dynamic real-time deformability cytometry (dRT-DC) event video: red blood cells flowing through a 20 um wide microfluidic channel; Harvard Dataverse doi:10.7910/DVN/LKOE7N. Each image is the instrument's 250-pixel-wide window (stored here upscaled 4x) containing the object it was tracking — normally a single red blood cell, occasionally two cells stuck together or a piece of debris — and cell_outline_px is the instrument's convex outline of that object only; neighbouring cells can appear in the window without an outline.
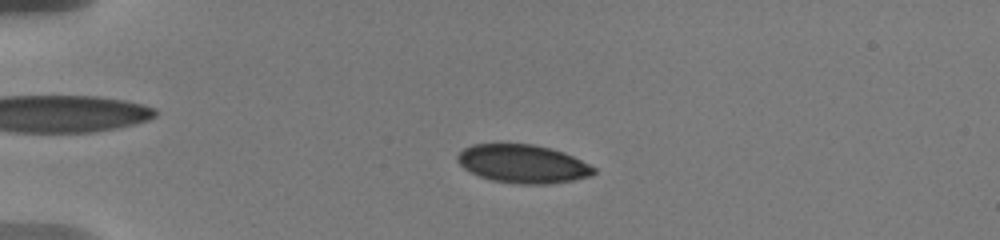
{"species": "human", "species_latin": "Homo sapiens", "temperature_condition": "warm", "stored_images_in_passage": 20, "camera_frame_rate_fps": 3000, "um_per_image_px": 0.085, "donor": {"sex": "male"}, "frame": {"image": 1, "passage_image": 10, "time_ms": 4.0, "image_size_px": [1000, 240], "cell_outline_px": [[596, 172], [592, 176], [572, 180], [548, 184], [516, 184], [492, 180], [480, 176], [464, 168], [456, 160], [456, 156], [464, 148], [472, 144], [536, 144], [564, 152], [596, 168]], "centroid_in_image_um": [44.45, 13.92], "position_along_channel_um": 40.6, "area_um2": 30.46}}
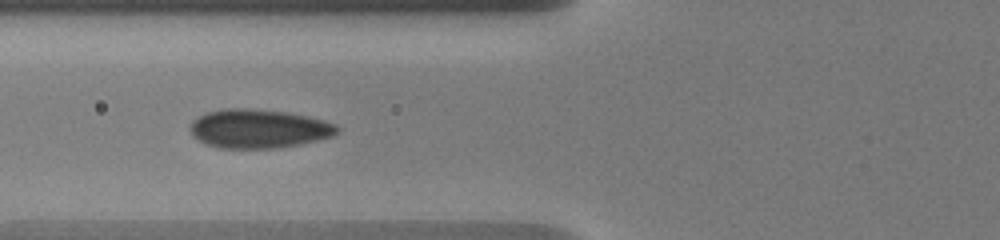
{"frame": {"image": 2, "passage_image": 16, "time_ms": 7.0, "image_size_px": [1000, 240], "cell_outline_px": [[340, 128], [332, 136], [300, 144], [276, 148], [220, 148], [204, 144], [192, 136], [188, 128], [192, 120], [204, 112], [224, 108], [248, 108], [288, 112], [308, 116], [324, 120], [336, 124]], "centroid_in_image_um": [21.92, 10.93], "position_along_channel_um": 103.9, "area_um2": 33.64}}
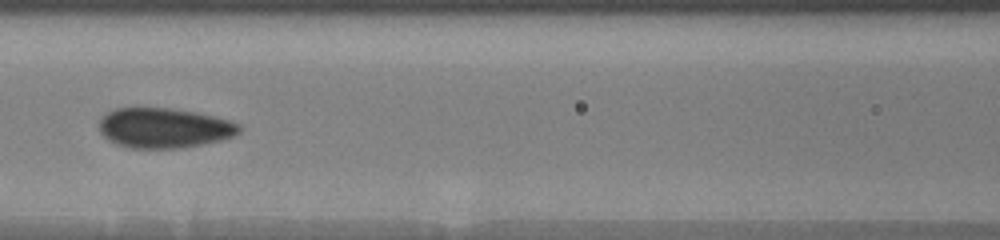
{"frame": {"image": 3, "passage_image": 19, "time_ms": 8.333, "image_size_px": [1000, 240], "cell_outline_px": [[240, 132], [232, 136], [220, 140], [180, 148], [128, 148], [116, 144], [108, 140], [100, 132], [100, 120], [112, 108], [136, 104], [172, 108], [196, 112], [228, 120], [240, 124]], "centroid_in_image_um": [13.87, 10.83], "position_along_channel_um": 152.7, "area_um2": 33.35}}